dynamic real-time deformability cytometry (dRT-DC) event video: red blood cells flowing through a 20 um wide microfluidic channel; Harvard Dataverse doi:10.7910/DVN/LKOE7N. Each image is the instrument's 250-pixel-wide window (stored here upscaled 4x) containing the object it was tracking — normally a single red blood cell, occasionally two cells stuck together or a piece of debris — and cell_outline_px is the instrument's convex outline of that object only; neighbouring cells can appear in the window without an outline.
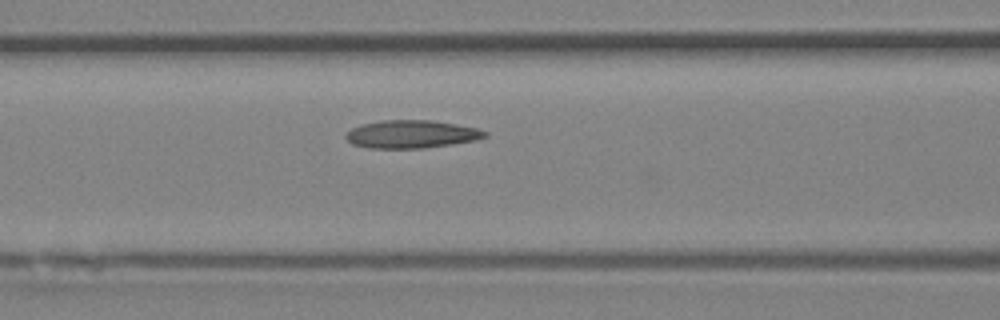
{"species": "Egyptian fruit bat (a non-hibernating species)", "species_latin": "Rousettus aegyptiacus", "temperature_condition": "room temperature", "stored_images_in_passage": 19, "camera_frame_rate_fps": 3000, "um_per_image_px": 0.085, "animal": {"sex": "female"}, "frame": {"image": 1, "passage_image": 12, "time_ms": 3.667, "image_size_px": [1000, 320], "cell_outline_px": [[488, 136], [476, 140], [452, 144], [424, 148], [368, 148], [352, 144], [344, 136], [352, 128], [360, 124], [380, 120], [428, 120], [476, 128], [488, 132]], "centroid_in_image_um": [34.94, 11.41], "position_along_channel_um": 131.7, "area_um2": 22.54}}